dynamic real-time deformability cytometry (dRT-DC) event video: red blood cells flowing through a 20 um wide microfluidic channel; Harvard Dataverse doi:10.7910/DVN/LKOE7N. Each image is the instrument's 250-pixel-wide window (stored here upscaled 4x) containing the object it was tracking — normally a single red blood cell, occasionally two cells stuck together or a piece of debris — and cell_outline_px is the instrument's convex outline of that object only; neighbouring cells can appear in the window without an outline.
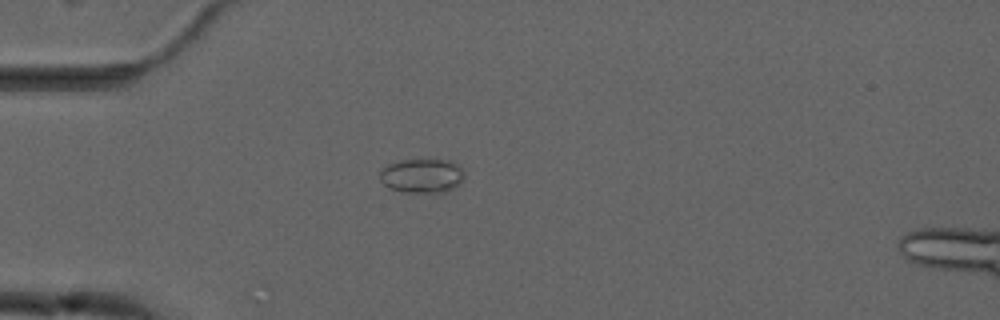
{"species": "common noctule bat (a hibernating species)", "species_latin": "Nyctalus noctula", "temperature_condition": "cold", "stored_images_in_passage": 2, "camera_frame_rate_fps": 3000, "um_per_image_px": 0.085, "animal": {"sex": "male", "forearm_length_mm": 52.5}, "frame": {"image": 1, "passage_image": 2, "time_ms": 1.0, "image_size_px": [1000, 320], "cell_outline_px": [[464, 180], [452, 188], [444, 192], [404, 192], [392, 188], [384, 184], [380, 180], [380, 172], [388, 164], [400, 160], [448, 160], [456, 164], [464, 172]], "centroid_in_image_um": [35.87, 14.93], "position_along_channel_um": 49.1, "area_um2": 16.59}}